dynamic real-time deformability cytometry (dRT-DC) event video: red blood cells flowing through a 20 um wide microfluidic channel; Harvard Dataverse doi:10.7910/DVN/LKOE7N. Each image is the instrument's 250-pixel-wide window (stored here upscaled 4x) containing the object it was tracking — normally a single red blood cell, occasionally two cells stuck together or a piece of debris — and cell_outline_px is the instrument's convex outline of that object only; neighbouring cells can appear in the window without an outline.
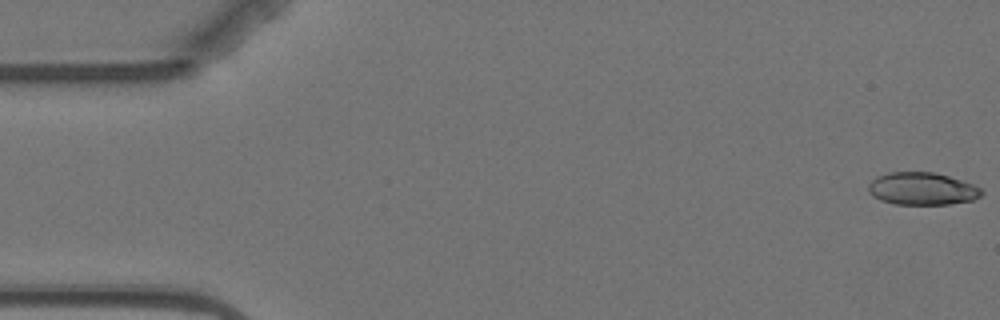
{"species": "Egyptian fruit bat (a non-hibernating species)", "species_latin": "Rousettus aegyptiacus", "temperature_condition": "warm", "stored_images_in_passage": 14, "camera_frame_rate_fps": 3000, "um_per_image_px": 0.085, "animal": {"sex": "female"}, "frame": {"image": 1, "passage_image": 1, "time_ms": 0.0, "image_size_px": [1000, 320], "cell_outline_px": [[984, 192], [980, 196], [972, 200], [948, 204], [896, 204], [880, 200], [872, 196], [868, 192], [868, 184], [876, 176], [888, 172], [932, 172], [948, 176], [972, 184], [980, 188]], "centroid_in_image_um": [78.34, 16.04], "position_along_channel_um": 6.7, "area_um2": 21.39}}
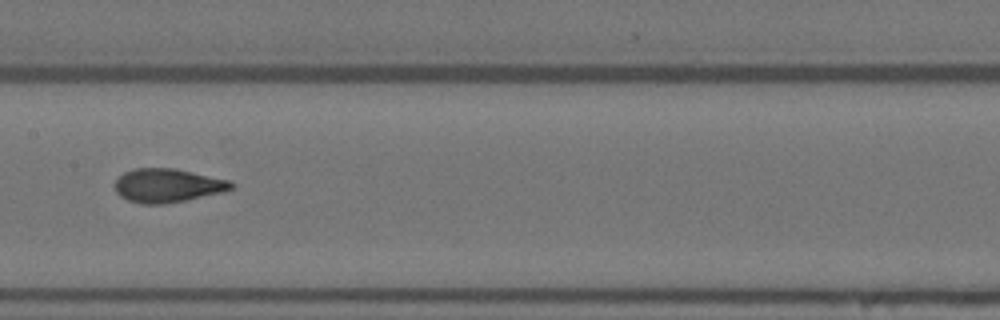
{"frame": {"image": 2, "passage_image": 8, "time_ms": 9.0, "image_size_px": [1000, 320], "cell_outline_px": [[236, 184], [232, 188], [224, 192], [164, 204], [140, 204], [128, 200], [120, 196], [116, 192], [116, 180], [124, 172], [132, 168], [176, 168], [232, 180]], "centroid_in_image_um": [14.28, 15.75], "position_along_channel_um": 193.1, "area_um2": 23.06}}
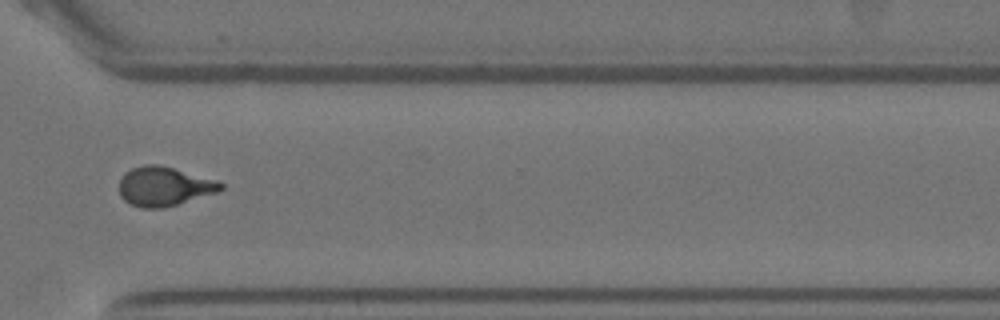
{"frame": {"image": 3, "passage_image": 12, "time_ms": 13.667, "image_size_px": [1000, 320], "cell_outline_px": [[224, 188], [216, 192], [164, 208], [140, 208], [124, 200], [120, 196], [120, 180], [124, 172], [132, 168], [144, 164], [156, 164], [172, 168], [216, 180], [224, 184]], "centroid_in_image_um": [13.92, 15.84], "position_along_channel_um": 356.7, "area_um2": 22.95}}